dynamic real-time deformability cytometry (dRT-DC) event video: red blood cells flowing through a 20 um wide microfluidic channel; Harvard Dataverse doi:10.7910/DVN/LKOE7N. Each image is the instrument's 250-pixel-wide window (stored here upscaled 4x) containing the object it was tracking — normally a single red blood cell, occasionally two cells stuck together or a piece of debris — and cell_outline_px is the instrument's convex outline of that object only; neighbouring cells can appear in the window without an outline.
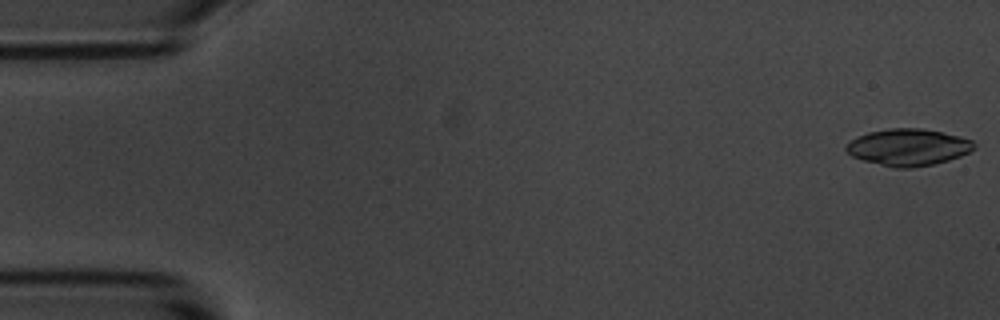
{"species": "common noctule bat (a hibernating species)", "species_latin": "Nyctalus noctula", "temperature_condition": "room temperature", "stored_images_in_passage": 11, "camera_frame_rate_fps": 3000, "um_per_image_px": 0.085, "animal": {"sex": "male", "body_mass_g": 20.1, "forearm_length_mm": 53.5}, "frame": {"image": 1, "passage_image": 1, "time_ms": 0.0, "image_size_px": [1000, 320], "cell_outline_px": [[976, 148], [960, 156], [948, 160], [932, 164], [912, 168], [896, 168], [864, 160], [852, 156], [844, 148], [852, 140], [868, 132], [888, 128], [920, 128], [960, 136], [972, 140], [976, 144]], "centroid_in_image_um": [77.23, 12.51], "position_along_channel_um": 7.8, "area_um2": 27.17}}